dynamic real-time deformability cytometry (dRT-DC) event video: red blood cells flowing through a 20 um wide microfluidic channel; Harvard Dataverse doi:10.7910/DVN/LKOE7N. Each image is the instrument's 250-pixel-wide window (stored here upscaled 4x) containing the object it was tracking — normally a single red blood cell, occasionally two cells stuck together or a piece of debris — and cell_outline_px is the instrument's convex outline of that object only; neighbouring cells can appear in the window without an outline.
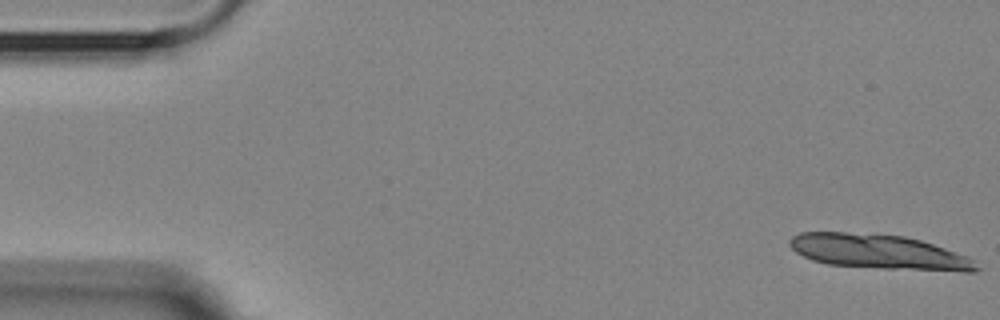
{"species": "Egyptian fruit bat (a non-hibernating species)", "species_latin": "Rousettus aegyptiacus", "temperature_condition": "room temperature", "stored_images_in_passage": 5, "camera_frame_rate_fps": 3000, "um_per_image_px": 0.085, "animal": {"sex": "female"}, "frame": {"image": 1, "passage_image": 1, "time_ms": 0.0, "image_size_px": [1000, 320], "cell_outline_px": [[980, 268], [976, 272], [964, 272], [884, 268], [828, 264], [812, 260], [796, 252], [788, 244], [788, 240], [792, 236], [800, 232], [844, 232], [904, 236], [920, 240], [968, 256], [976, 260]], "centroid_in_image_um": [74.74, 21.41], "position_along_channel_um": 10.3, "area_um2": 37.63}}